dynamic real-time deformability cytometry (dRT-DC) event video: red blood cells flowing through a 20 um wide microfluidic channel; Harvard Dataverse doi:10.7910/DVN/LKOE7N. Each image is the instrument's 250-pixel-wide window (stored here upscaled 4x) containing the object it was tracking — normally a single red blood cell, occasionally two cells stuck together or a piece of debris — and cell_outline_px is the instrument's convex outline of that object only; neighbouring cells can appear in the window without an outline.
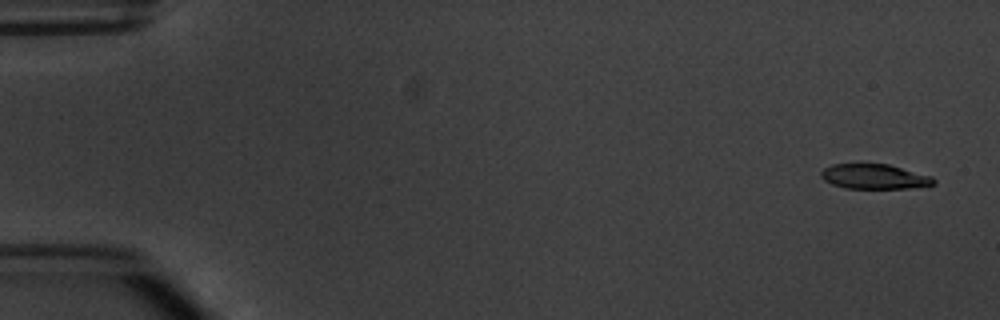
{"species": "common noctule bat (a hibernating species)", "species_latin": "Nyctalus noctula", "temperature_condition": "warm", "stored_images_in_passage": 4, "camera_frame_rate_fps": 3000, "um_per_image_px": 0.085, "animal": {"sex": "male", "body_mass_g": 20.1, "forearm_length_mm": 53.5}, "frame": {"image": 1, "passage_image": 1, "time_ms": 0.0, "image_size_px": [1000, 320], "cell_outline_px": [[936, 184], [908, 188], [844, 188], [832, 184], [824, 180], [820, 176], [820, 172], [824, 168], [832, 164], [888, 164], [932, 176], [936, 180]], "centroid_in_image_um": [74.31, 15.01], "position_along_channel_um": 10.7, "area_um2": 16.3}}
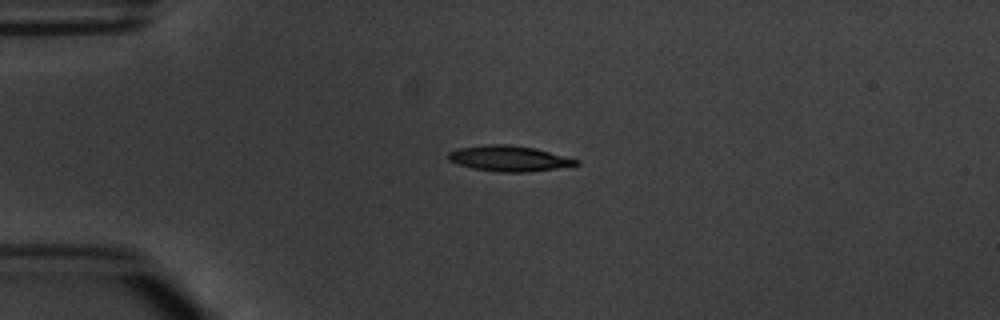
{"frame": {"image": 2, "passage_image": 4, "time_ms": 3.667, "image_size_px": [1000, 320], "cell_outline_px": [[580, 164], [556, 168], [524, 172], [500, 172], [472, 168], [448, 160], [444, 156], [448, 152], [456, 148], [484, 144], [508, 144], [536, 148], [580, 160]], "centroid_in_image_um": [43.22, 13.45], "position_along_channel_um": 41.8, "area_um2": 19.19}}